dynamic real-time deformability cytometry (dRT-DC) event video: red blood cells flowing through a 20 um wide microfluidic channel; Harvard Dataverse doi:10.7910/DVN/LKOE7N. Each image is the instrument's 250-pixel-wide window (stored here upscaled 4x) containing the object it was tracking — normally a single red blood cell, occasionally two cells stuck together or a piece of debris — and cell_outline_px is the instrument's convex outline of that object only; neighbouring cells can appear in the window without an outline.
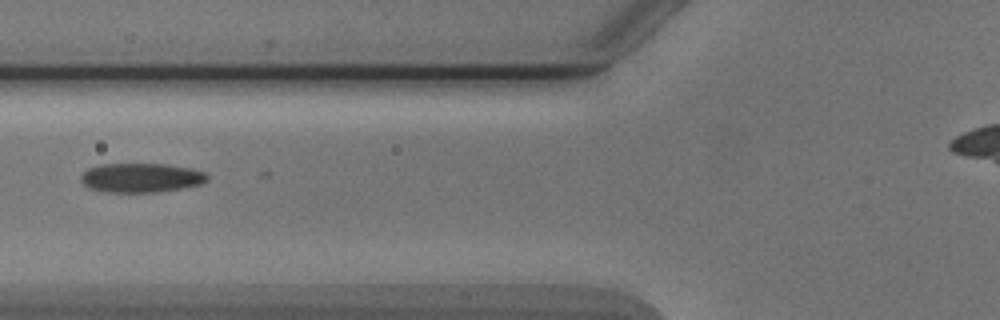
{"species": "Egyptian fruit bat (a non-hibernating species)", "species_latin": "Rousettus aegyptiacus", "temperature_condition": "cold", "stored_images_in_passage": 3, "camera_frame_rate_fps": 3000, "um_per_image_px": 0.085, "animal": {"sex": "male"}, "frame": {"image": 1, "passage_image": 3, "time_ms": 2.333, "image_size_px": [1000, 320], "cell_outline_px": [[208, 180], [200, 184], [180, 188], [152, 192], [104, 192], [88, 188], [80, 180], [80, 176], [88, 168], [100, 164], [164, 164], [192, 168], [204, 172], [208, 176]], "centroid_in_image_um": [11.96, 15.1], "position_along_channel_um": 113.8, "area_um2": 21.5}}